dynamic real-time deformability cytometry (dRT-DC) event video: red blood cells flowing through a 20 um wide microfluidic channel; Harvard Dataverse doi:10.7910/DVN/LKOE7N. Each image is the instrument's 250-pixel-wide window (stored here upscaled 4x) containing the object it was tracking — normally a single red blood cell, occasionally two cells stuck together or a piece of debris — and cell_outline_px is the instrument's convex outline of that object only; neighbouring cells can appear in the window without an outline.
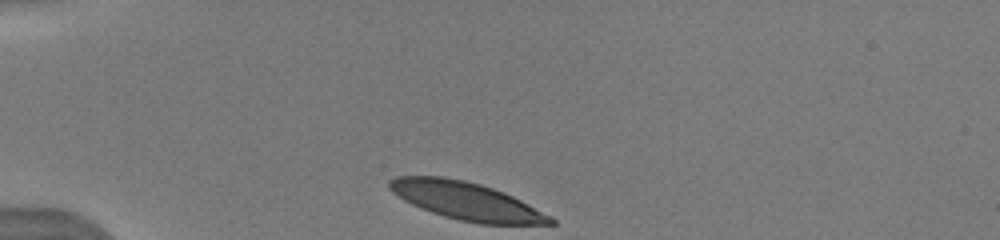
{"species": "human", "species_latin": "Homo sapiens", "temperature_condition": "warm", "stored_images_in_passage": 43, "camera_frame_rate_fps": 3000, "um_per_image_px": 0.085, "donor": {"sex": "male"}, "frame": {"image": 1, "passage_image": 1, "time_ms": 0.0, "image_size_px": [1000, 240], "cell_outline_px": [[556, 224], [480, 224], [460, 220], [444, 216], [420, 208], [404, 200], [392, 192], [388, 188], [388, 180], [396, 176], [444, 176], [464, 180], [480, 184], [504, 192], [552, 216], [556, 220]], "centroid_in_image_um": [39.63, 17.08], "position_along_channel_um": 45.4, "area_um2": 35.37}}
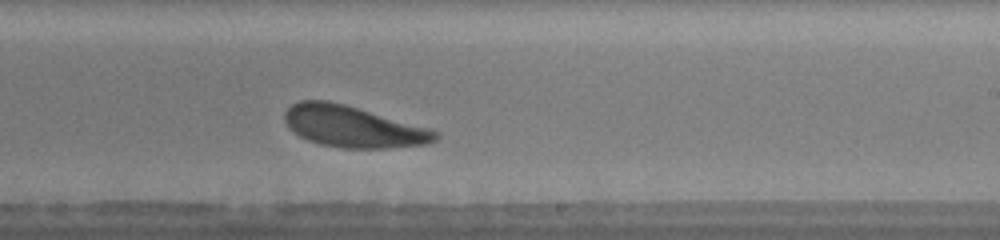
{"frame": {"image": 2, "passage_image": 25, "time_ms": 6.333, "image_size_px": [1000, 240], "cell_outline_px": [[440, 136], [436, 140], [428, 144], [388, 148], [340, 148], [320, 144], [308, 140], [300, 136], [288, 128], [284, 120], [284, 112], [292, 104], [300, 100], [328, 100], [344, 104], [432, 128], [440, 132]], "centroid_in_image_um": [30.04, 10.76], "position_along_channel_um": 259.0, "area_um2": 36.7}, "authors_computed_cell_mechanics": {"area_um2": 37.2232, "velocity_mm_per_s": 3.9794, "shape_relaxation_time_tau1_ms": 2.8164, "shape_relaxation_time_tau2_ms": 10.0666, "deformation_change_tau1": 0.1345, "deformation_change_tau2": 0.2178}}